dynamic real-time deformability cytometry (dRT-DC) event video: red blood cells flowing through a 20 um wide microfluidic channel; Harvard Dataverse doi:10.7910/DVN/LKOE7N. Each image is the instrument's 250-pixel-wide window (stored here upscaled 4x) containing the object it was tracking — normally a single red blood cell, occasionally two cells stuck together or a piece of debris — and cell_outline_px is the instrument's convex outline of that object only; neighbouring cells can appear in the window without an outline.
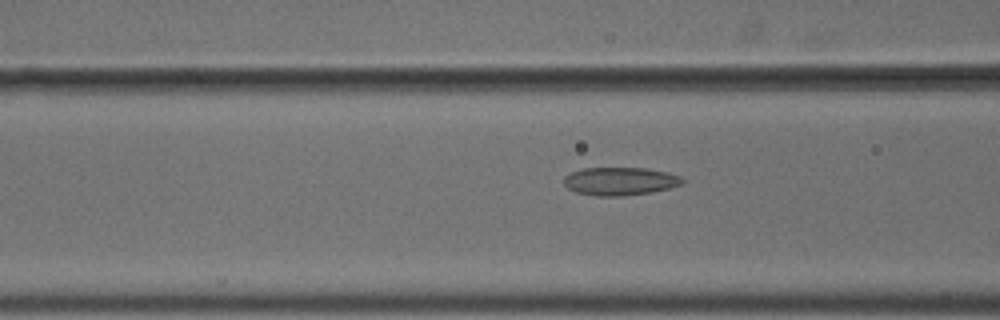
{"species": "common noctule bat (a hibernating species)", "species_latin": "Nyctalus noctula", "temperature_condition": "cold", "stored_images_in_passage": 56, "camera_frame_rate_fps": 3000, "um_per_image_px": 0.085, "animal": {"sex": "male", "body_mass_g": 18.8}, "frame": {"image": 1, "passage_image": 23, "time_ms": 7.333, "image_size_px": [1000, 320], "cell_outline_px": [[684, 184], [652, 192], [624, 196], [596, 196], [576, 192], [568, 188], [564, 184], [564, 176], [572, 172], [584, 168], [644, 168], [668, 172], [680, 176], [684, 180]], "centroid_in_image_um": [52.71, 15.41], "position_along_channel_um": 113.9, "area_um2": 19.42}}
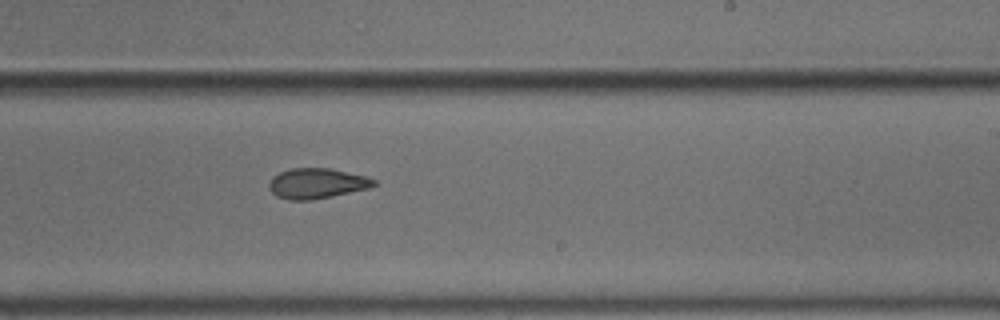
{"frame": {"image": 2, "passage_image": 35, "time_ms": 11.333, "image_size_px": [1000, 320], "cell_outline_px": [[376, 184], [368, 188], [332, 196], [308, 200], [288, 200], [276, 196], [268, 188], [268, 184], [272, 176], [280, 172], [292, 168], [328, 168], [368, 176], [376, 180]], "centroid_in_image_um": [26.91, 15.58], "position_along_channel_um": 262.1, "area_um2": 18.5}}
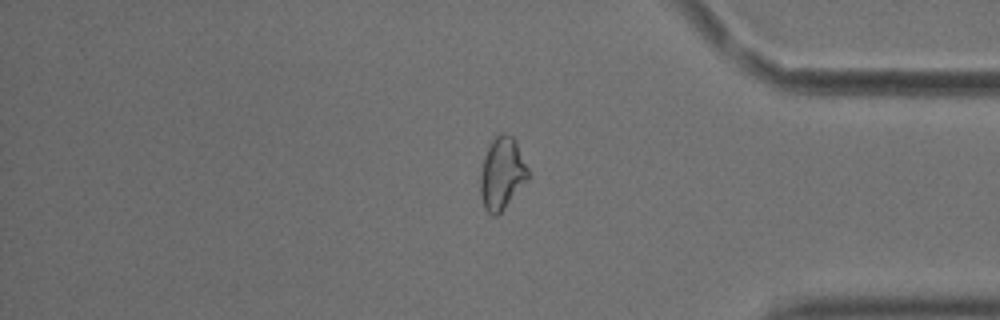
{"frame": {"image": 3, "passage_image": 47, "time_ms": 15.333, "image_size_px": [1000, 320], "cell_outline_px": [[528, 180], [504, 208], [496, 216], [492, 216], [484, 208], [480, 196], [480, 172], [484, 156], [492, 140], [500, 132], [504, 132], [512, 136], [516, 140], [528, 168]], "centroid_in_image_um": [42.66, 14.73], "position_along_channel_um": 392.5, "area_um2": 20.17}, "authors_computed_cell_mechanics": {"area_um2": 20.0277, "velocity_mm_per_s": 3.6974, "shape_relaxation_time_tau1_ms": null, "shape_relaxation_time_tau2_ms": 2.3843, "deformation_change_tau1": null, "deformation_change_tau2": 0.0936}}